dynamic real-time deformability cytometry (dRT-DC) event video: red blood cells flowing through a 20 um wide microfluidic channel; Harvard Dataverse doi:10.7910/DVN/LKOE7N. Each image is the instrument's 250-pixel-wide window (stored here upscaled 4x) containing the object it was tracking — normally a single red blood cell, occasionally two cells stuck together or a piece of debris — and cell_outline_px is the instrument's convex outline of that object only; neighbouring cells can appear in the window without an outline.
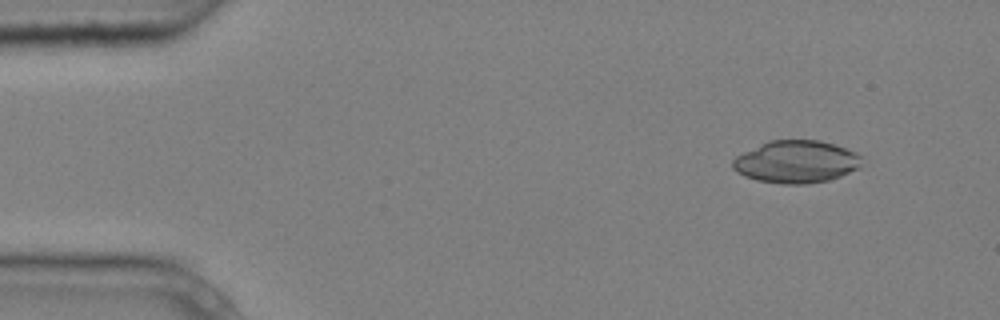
{"species": "common noctule bat (a hibernating species)", "species_latin": "Nyctalus noctula", "temperature_condition": "cold", "stored_images_in_passage": 4, "camera_frame_rate_fps": 3000, "um_per_image_px": 0.085, "animal": {"sex": "male", "body_mass_g": 20.4}, "frame": {"image": 1, "passage_image": 1, "time_ms": 0.0, "image_size_px": [1000, 320], "cell_outline_px": [[860, 168], [840, 176], [828, 180], [808, 184], [780, 184], [756, 180], [744, 176], [736, 172], [732, 168], [732, 160], [736, 156], [768, 140], [820, 140], [856, 152], [860, 156]], "centroid_in_image_um": [67.64, 13.76], "position_along_channel_um": 17.4, "area_um2": 31.96}}